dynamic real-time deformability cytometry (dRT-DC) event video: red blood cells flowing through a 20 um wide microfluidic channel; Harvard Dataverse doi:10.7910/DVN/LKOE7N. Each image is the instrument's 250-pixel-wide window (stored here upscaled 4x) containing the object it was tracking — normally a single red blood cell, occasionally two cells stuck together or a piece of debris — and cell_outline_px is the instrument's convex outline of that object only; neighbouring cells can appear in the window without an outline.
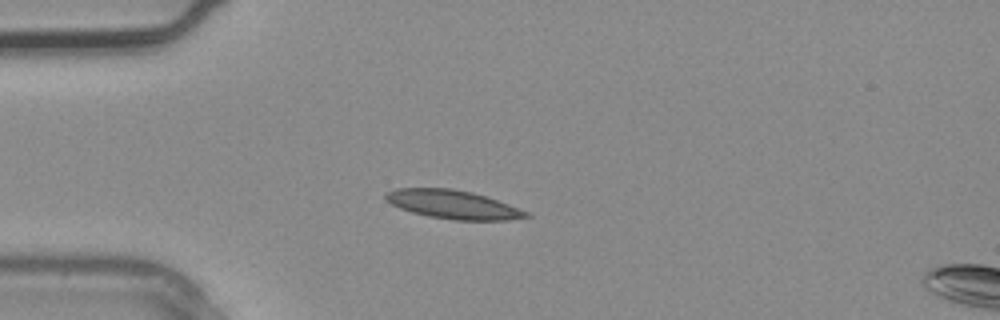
{"species": "common noctule bat (a hibernating species)", "species_latin": "Nyctalus noctula", "temperature_condition": "warm", "stored_images_in_passage": 3, "segment_of_instrument_passage": [1, 2], "camera_frame_rate_fps": 3000, "um_per_image_px": 0.085, "animal": {"sex": "male", "body_mass_g": 20.4}, "frame": {"image": 1, "passage_image": 2, "time_ms": 0.333, "image_size_px": [1000, 320], "cell_outline_px": [[532, 216], [508, 220], [452, 220], [428, 216], [412, 212], [400, 208], [384, 200], [384, 192], [396, 188], [452, 188], [472, 192], [508, 204], [528, 212]], "centroid_in_image_um": [38.45, 17.38], "position_along_channel_um": 46.5, "area_um2": 23.41}}